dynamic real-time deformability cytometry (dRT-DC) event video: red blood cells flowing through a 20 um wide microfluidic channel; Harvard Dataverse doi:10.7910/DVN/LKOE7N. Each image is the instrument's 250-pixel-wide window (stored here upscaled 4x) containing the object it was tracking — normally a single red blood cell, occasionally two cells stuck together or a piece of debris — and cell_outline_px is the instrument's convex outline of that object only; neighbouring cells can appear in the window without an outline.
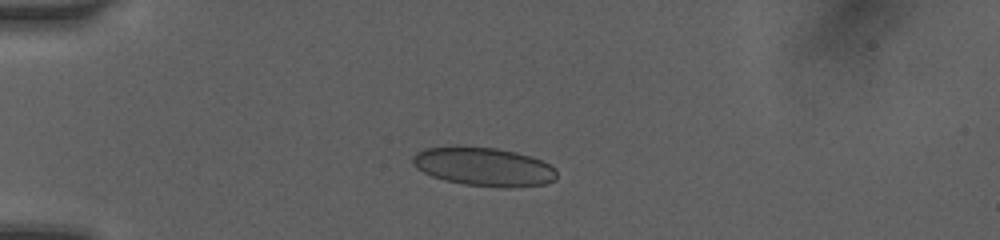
{"species": "human", "species_latin": "Homo sapiens", "temperature_condition": "room temperature", "stored_images_in_passage": 10, "camera_frame_rate_fps": 3000, "um_per_image_px": 0.085, "donor": {"sex": "female"}, "frame": {"image": 1, "passage_image": 5, "time_ms": 3.667, "image_size_px": [1000, 240], "cell_outline_px": [[556, 180], [544, 184], [508, 188], [504, 188], [464, 184], [444, 180], [432, 176], [416, 168], [412, 164], [412, 156], [416, 152], [424, 148], [456, 144], [496, 148], [516, 152], [532, 156], [556, 168]], "centroid_in_image_um": [41.08, 14.14], "position_along_channel_um": 43.9, "area_um2": 33.12}}
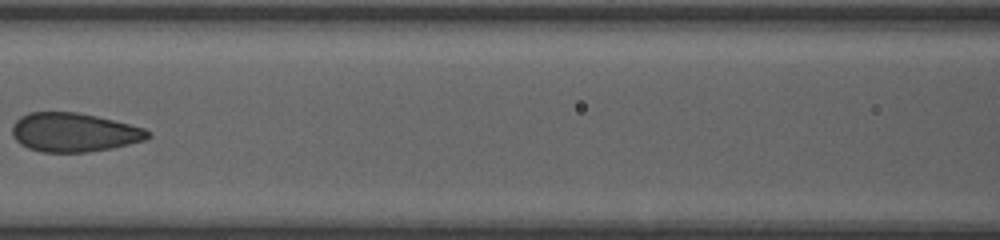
{"frame": {"image": 2, "passage_image": 9, "time_ms": 7.333, "image_size_px": [1000, 240], "cell_outline_px": [[152, 136], [144, 140], [112, 148], [84, 152], [40, 152], [28, 148], [20, 144], [12, 136], [12, 124], [20, 116], [28, 112], [76, 112], [96, 116], [144, 128], [152, 132]], "centroid_in_image_um": [6.26, 11.25], "position_along_channel_um": 160.3, "area_um2": 30.81}}
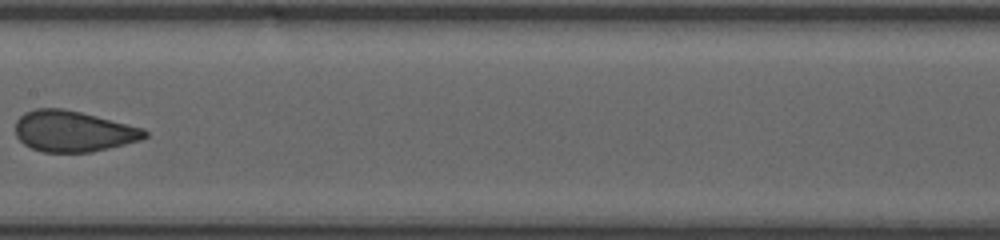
{"frame": {"image": 3, "passage_image": 10, "time_ms": 8.333, "image_size_px": [1000, 240], "cell_outline_px": [[148, 136], [140, 140], [92, 152], [44, 152], [32, 148], [24, 144], [16, 136], [16, 120], [24, 112], [36, 108], [64, 108], [144, 128], [148, 132]], "centroid_in_image_um": [6.21, 11.15], "position_along_channel_um": 201.2, "area_um2": 30.81}}